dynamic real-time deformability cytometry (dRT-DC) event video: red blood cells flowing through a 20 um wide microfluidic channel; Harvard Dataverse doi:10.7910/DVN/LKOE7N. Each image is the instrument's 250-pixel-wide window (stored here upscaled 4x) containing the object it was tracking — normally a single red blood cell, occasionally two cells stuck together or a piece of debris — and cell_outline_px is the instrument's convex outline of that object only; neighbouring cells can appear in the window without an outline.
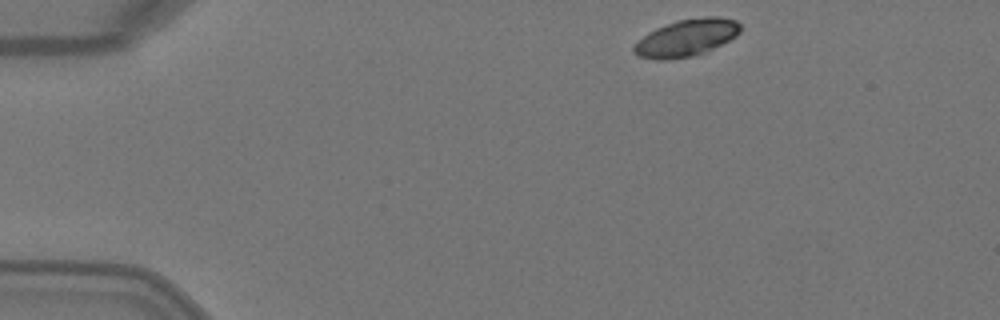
{"species": "Egyptian fruit bat (a non-hibernating species)", "species_latin": "Rousettus aegyptiacus", "temperature_condition": "warm", "stored_images_in_passage": 3, "camera_frame_rate_fps": 3000, "um_per_image_px": 0.085, "animal": {"sex": "female"}, "frame": {"image": 1, "passage_image": 1, "time_ms": 0.0, "image_size_px": [1000, 320], "cell_outline_px": [[740, 32], [736, 36], [696, 56], [668, 60], [656, 60], [640, 56], [632, 52], [632, 48], [648, 32], [656, 28], [676, 20], [704, 16], [720, 16], [736, 20], [740, 24]], "centroid_in_image_um": [58.35, 3.2], "position_along_channel_um": 26.7, "area_um2": 23.0}}
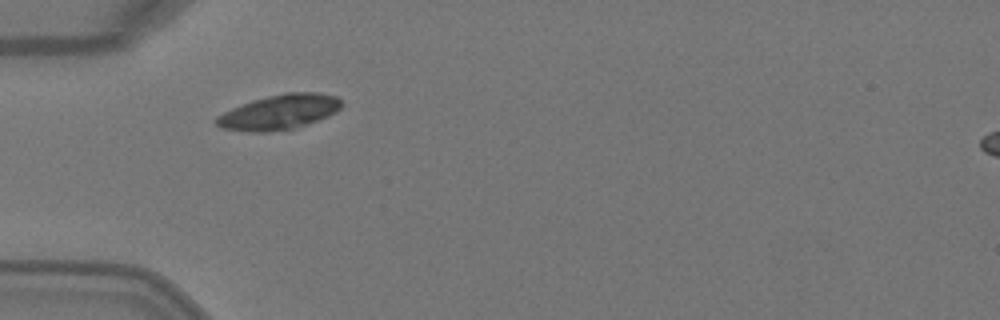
{"frame": {"image": 2, "passage_image": 3, "time_ms": 0.667, "image_size_px": [1000, 320], "cell_outline_px": [[344, 104], [336, 112], [328, 116], [308, 124], [296, 128], [268, 132], [252, 132], [224, 128], [216, 124], [216, 116], [232, 108], [252, 100], [284, 92], [320, 92], [336, 96]], "centroid_in_image_um": [23.78, 9.51], "position_along_channel_um": 61.2, "area_um2": 25.49}}